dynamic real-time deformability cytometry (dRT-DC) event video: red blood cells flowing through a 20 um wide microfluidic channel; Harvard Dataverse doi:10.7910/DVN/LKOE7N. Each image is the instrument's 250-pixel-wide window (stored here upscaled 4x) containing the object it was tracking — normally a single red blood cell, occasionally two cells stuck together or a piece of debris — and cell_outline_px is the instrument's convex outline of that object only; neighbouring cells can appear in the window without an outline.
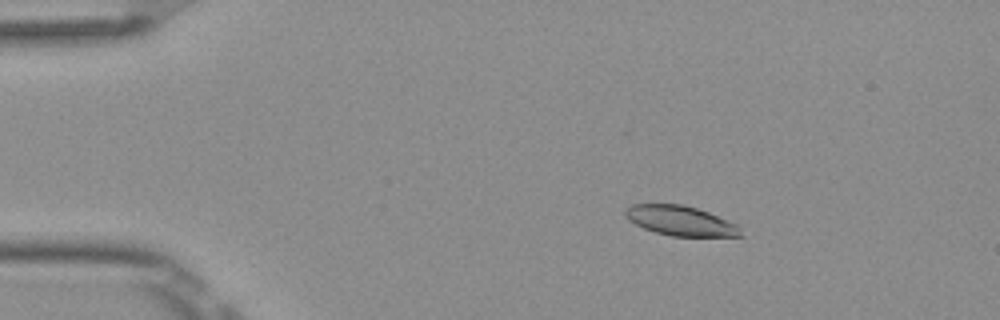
{"species": "Egyptian fruit bat (a non-hibernating species)", "species_latin": "Rousettus aegyptiacus", "temperature_condition": "room temperature", "stored_images_in_passage": 53, "camera_frame_rate_fps": 3000, "um_per_image_px": 0.085, "frame": {"image": 1, "passage_image": 9, "time_ms": 2.667, "image_size_px": [1000, 320], "cell_outline_px": [[744, 236], [672, 236], [656, 232], [644, 228], [628, 220], [624, 216], [624, 208], [632, 204], [684, 204], [708, 212], [736, 224], [740, 228]], "centroid_in_image_um": [57.81, 18.75], "position_along_channel_um": 27.2, "area_um2": 20.0}}
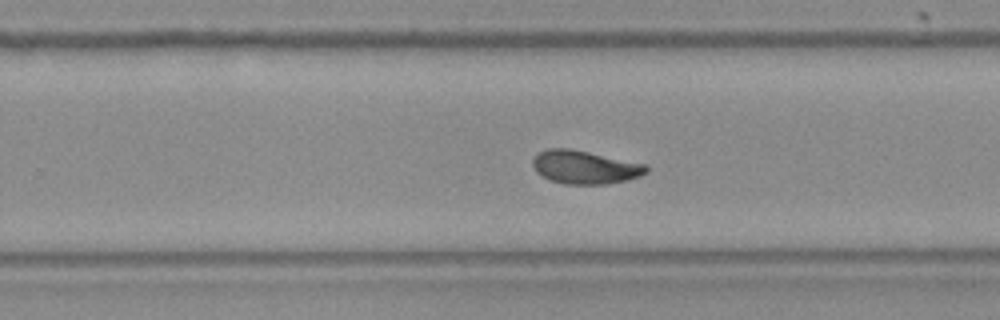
{"frame": {"image": 2, "passage_image": 34, "time_ms": 11.0, "image_size_px": [1000, 320], "cell_outline_px": [[648, 172], [640, 176], [628, 180], [604, 184], [564, 184], [552, 180], [536, 172], [532, 164], [532, 160], [540, 152], [548, 148], [568, 148], [648, 164]], "centroid_in_image_um": [49.75, 14.21], "position_along_channel_um": 280.1, "area_um2": 21.96}}
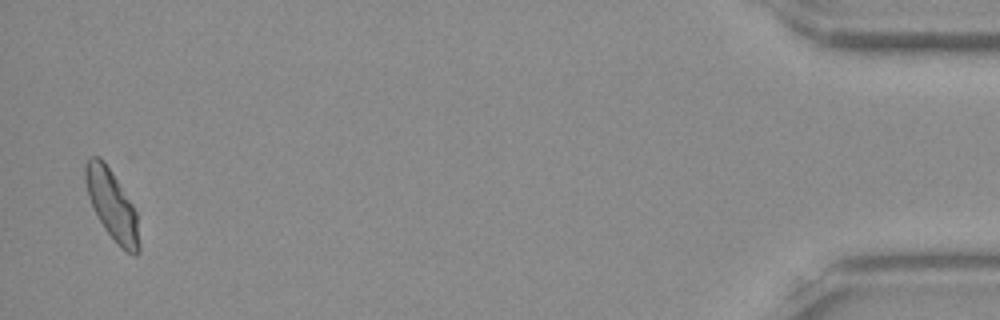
{"frame": {"image": 3, "passage_image": 52, "time_ms": 17.0, "image_size_px": [1000, 320], "cell_outline_px": [[140, 252], [136, 256], [128, 252], [104, 228], [88, 196], [84, 180], [84, 164], [92, 156], [100, 156], [104, 160], [112, 172], [132, 204], [136, 212], [140, 244]], "centroid_in_image_um": [9.51, 17.37], "position_along_channel_um": 425.7, "area_um2": 21.39}, "authors_computed_cell_mechanics": {"area_um2": 21.5016, "velocity_mm_per_s": 3.8536, "shape_relaxation_time_tau1_ms": 6.2613, "shape_relaxation_time_tau2_ms": 2.3027, "deformation_change_tau1": 0.163, "deformation_change_tau2": 0.079}}